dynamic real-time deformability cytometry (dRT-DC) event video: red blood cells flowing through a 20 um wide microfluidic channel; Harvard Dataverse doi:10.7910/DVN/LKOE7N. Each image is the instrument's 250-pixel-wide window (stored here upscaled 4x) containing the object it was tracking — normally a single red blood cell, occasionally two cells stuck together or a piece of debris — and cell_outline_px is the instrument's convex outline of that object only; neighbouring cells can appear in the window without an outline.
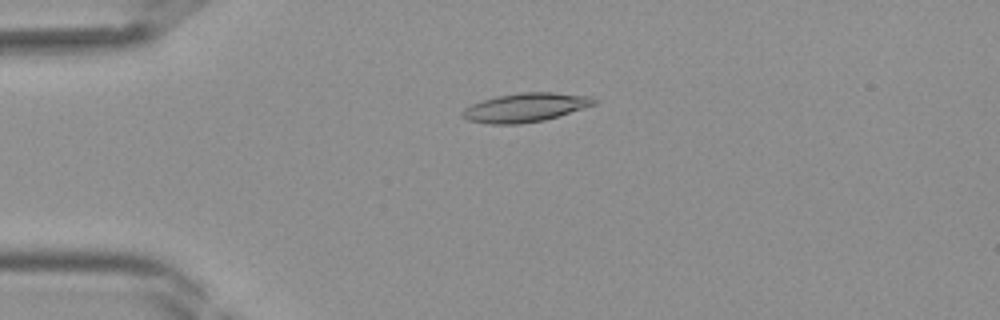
{"species": "Egyptian fruit bat (a non-hibernating species)", "species_latin": "Rousettus aegyptiacus", "temperature_condition": "room temperature", "stored_images_in_passage": 41, "camera_frame_rate_fps": 3000, "um_per_image_px": 0.085, "frame": {"image": 1, "passage_image": 10, "time_ms": 3.0, "image_size_px": [1000, 320], "cell_outline_px": [[596, 104], [544, 120], [520, 124], [488, 124], [468, 120], [460, 112], [464, 108], [472, 104], [496, 96], [520, 92], [552, 92], [592, 96], [596, 100]], "centroid_in_image_um": [44.65, 9.13], "position_along_channel_um": 40.3, "area_um2": 22.02}}
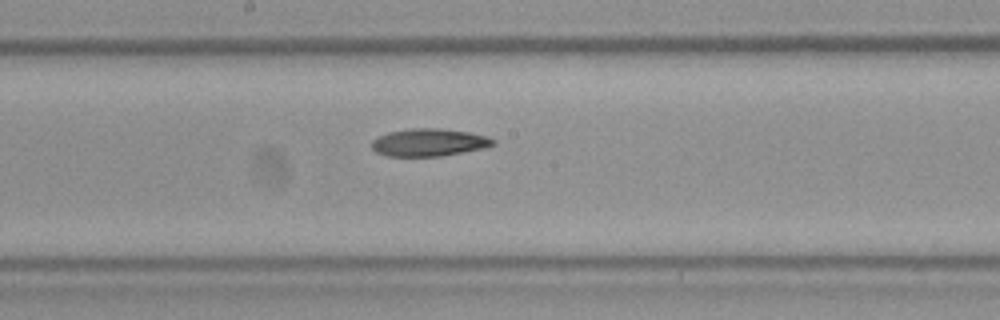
{"frame": {"image": 2, "passage_image": 22, "time_ms": 7.0, "image_size_px": [1000, 320], "cell_outline_px": [[496, 144], [484, 148], [440, 156], [384, 156], [376, 152], [372, 148], [372, 140], [376, 136], [388, 132], [412, 128], [440, 128], [468, 132], [488, 136], [496, 140]], "centroid_in_image_um": [36.45, 12.1], "position_along_channel_um": 211.8, "area_um2": 19.65}}
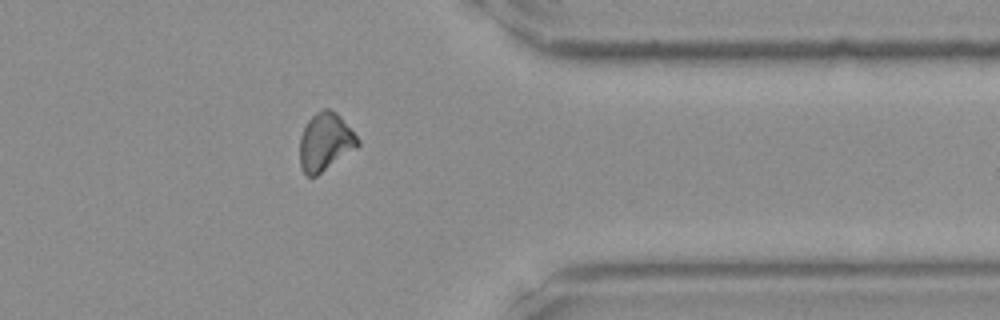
{"frame": {"image": 3, "passage_image": 33, "time_ms": 10.667, "image_size_px": [1000, 320], "cell_outline_px": [[360, 144], [356, 148], [316, 176], [308, 176], [304, 172], [300, 164], [300, 136], [308, 120], [316, 112], [324, 108], [328, 108], [336, 112], [340, 116], [360, 140]], "centroid_in_image_um": [27.64, 12.05], "position_along_channel_um": 383.8, "area_um2": 19.36}}